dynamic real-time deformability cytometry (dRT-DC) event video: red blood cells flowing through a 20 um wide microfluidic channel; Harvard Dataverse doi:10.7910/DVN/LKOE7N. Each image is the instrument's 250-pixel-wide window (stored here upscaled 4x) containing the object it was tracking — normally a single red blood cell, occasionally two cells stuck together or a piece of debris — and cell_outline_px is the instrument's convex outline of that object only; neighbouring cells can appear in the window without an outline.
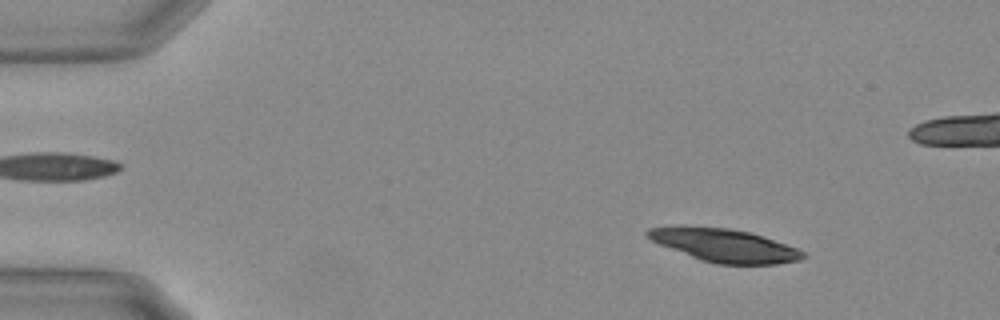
{"species": "Egyptian fruit bat (a non-hibernating species)", "species_latin": "Rousettus aegyptiacus", "temperature_condition": "warm", "stored_images_in_passage": 55, "camera_frame_rate_fps": 3000, "um_per_image_px": 0.085, "animal": {"sex": "female"}, "frame": {"image": 1, "passage_image": 7, "time_ms": 2.0, "image_size_px": [1000, 320], "cell_outline_px": [[808, 256], [800, 260], [776, 264], [716, 264], [700, 260], [660, 244], [644, 236], [644, 232], [648, 228], [680, 224], [684, 224], [732, 228], [764, 236], [796, 248], [804, 252]], "centroid_in_image_um": [61.51, 20.82], "position_along_channel_um": 23.5, "area_um2": 30.52}}